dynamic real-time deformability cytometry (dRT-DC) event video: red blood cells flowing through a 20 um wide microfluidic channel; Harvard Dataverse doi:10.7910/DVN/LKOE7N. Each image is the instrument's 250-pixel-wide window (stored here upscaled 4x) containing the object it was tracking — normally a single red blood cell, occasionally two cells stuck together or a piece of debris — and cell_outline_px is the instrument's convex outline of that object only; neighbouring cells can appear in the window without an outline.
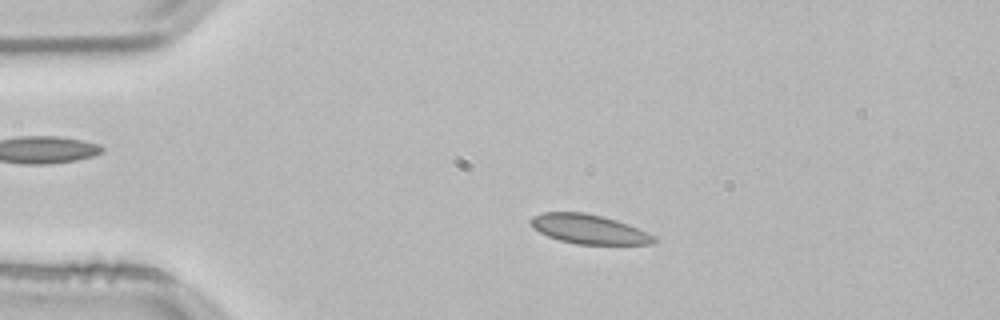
{"species": "common noctule bat (a hibernating species)", "species_latin": "Nyctalus noctula", "temperature_condition": "room temperature", "stored_images_in_passage": 50, "camera_frame_rate_fps": 3000, "um_per_image_px": 0.085, "animal": {"sex": "male", "body_mass_g": 21.5, "forearm_length_mm": 52.0}, "frame": {"image": 1, "passage_image": 8, "time_ms": 2.333, "image_size_px": [1000, 320], "cell_outline_px": [[656, 240], [652, 244], [576, 244], [560, 240], [548, 236], [540, 232], [528, 220], [532, 216], [544, 212], [584, 212], [616, 220], [628, 224], [648, 232], [656, 236]], "centroid_in_image_um": [50.07, 19.47], "position_along_channel_um": 34.9, "area_um2": 20.92}}
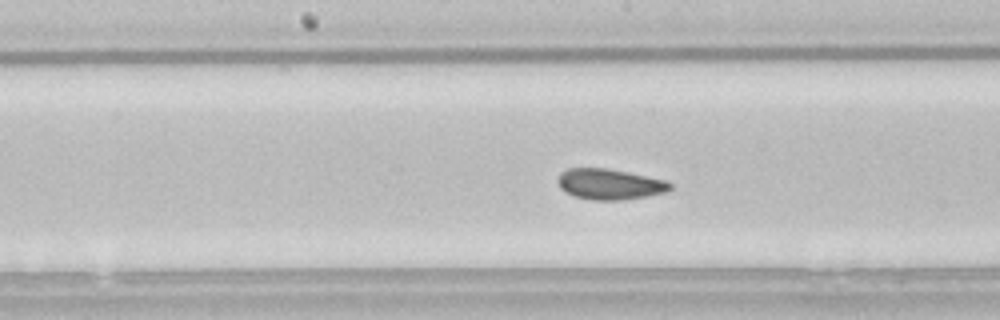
{"frame": {"image": 2, "passage_image": 24, "time_ms": 7.667, "image_size_px": [1000, 320], "cell_outline_px": [[672, 188], [664, 192], [624, 200], [592, 200], [576, 196], [560, 188], [556, 180], [560, 172], [568, 168], [604, 168], [628, 172], [668, 180], [672, 184]], "centroid_in_image_um": [51.81, 15.64], "position_along_channel_um": 196.4, "area_um2": 20.06}}
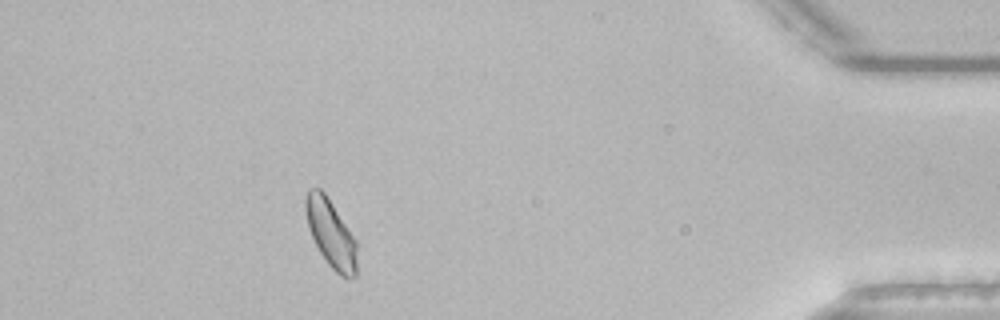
{"frame": {"image": 3, "passage_image": 45, "time_ms": 14.667, "image_size_px": [1000, 320], "cell_outline_px": [[356, 276], [348, 280], [340, 276], [328, 264], [320, 252], [308, 228], [304, 208], [304, 200], [308, 188], [320, 188], [324, 192], [356, 240]], "centroid_in_image_um": [28.1, 19.85], "position_along_channel_um": 407.1, "area_um2": 20.23}, "authors_computed_cell_mechanics": {"area_um2": 20.5768, "velocity_mm_per_s": 3.7853, "shape_relaxation_time_tau1_ms": 5.4198, "shape_relaxation_time_tau2_ms": null, "deformation_change_tau1": 0.0853, "deformation_change_tau2": null}}